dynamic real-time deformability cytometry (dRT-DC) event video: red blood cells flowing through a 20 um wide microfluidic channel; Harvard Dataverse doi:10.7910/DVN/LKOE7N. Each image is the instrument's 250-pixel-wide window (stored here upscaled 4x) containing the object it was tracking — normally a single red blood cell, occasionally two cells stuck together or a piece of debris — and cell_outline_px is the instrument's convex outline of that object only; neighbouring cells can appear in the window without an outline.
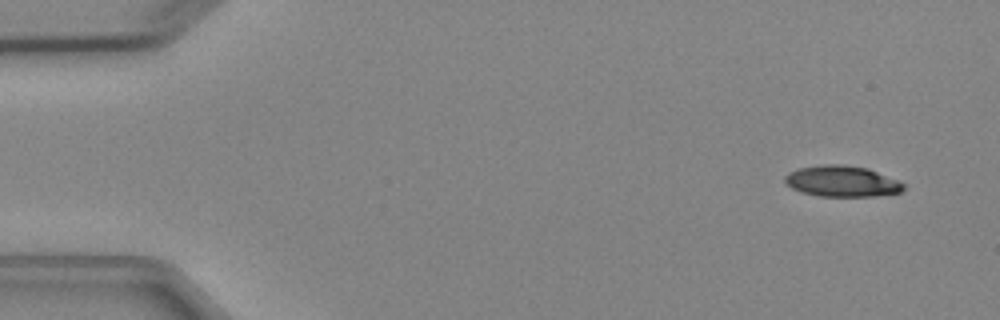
{"species": "Egyptian fruit bat (a non-hibernating species)", "species_latin": "Rousettus aegyptiacus", "temperature_condition": "cold", "stored_images_in_passage": 5, "segment_of_instrument_passage": [1, 2], "camera_frame_rate_fps": 3000, "um_per_image_px": 0.085, "animal": {"sex": "female"}, "frame": {"image": 1, "passage_image": 1, "time_ms": 0.0, "image_size_px": [1000, 320], "cell_outline_px": [[904, 188], [900, 192], [876, 196], [820, 196], [800, 192], [792, 188], [784, 180], [784, 176], [788, 172], [800, 168], [824, 164], [840, 164], [868, 168], [900, 180], [904, 184]], "centroid_in_image_um": [71.58, 15.4], "position_along_channel_um": 13.4, "area_um2": 21.5}}
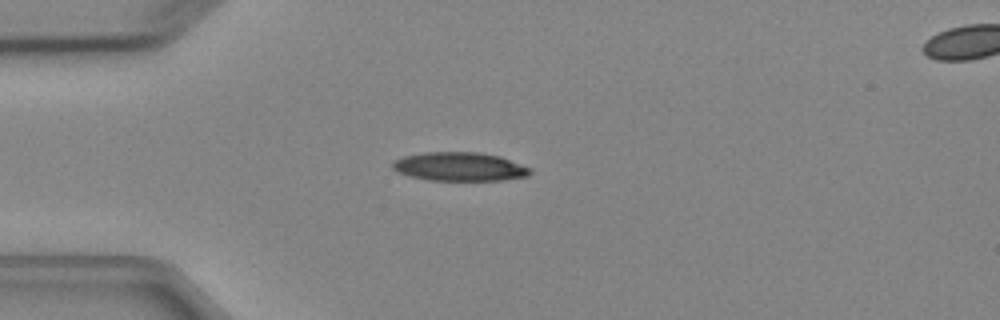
{"frame": {"image": 2, "passage_image": 4, "time_ms": 3.333, "image_size_px": [1000, 320], "cell_outline_px": [[532, 172], [528, 176], [504, 180], [428, 180], [408, 176], [396, 172], [392, 168], [392, 164], [396, 160], [404, 156], [424, 152], [476, 152], [500, 156], [532, 168]], "centroid_in_image_um": [39.07, 14.17], "position_along_channel_um": 45.9, "area_um2": 23.12}}